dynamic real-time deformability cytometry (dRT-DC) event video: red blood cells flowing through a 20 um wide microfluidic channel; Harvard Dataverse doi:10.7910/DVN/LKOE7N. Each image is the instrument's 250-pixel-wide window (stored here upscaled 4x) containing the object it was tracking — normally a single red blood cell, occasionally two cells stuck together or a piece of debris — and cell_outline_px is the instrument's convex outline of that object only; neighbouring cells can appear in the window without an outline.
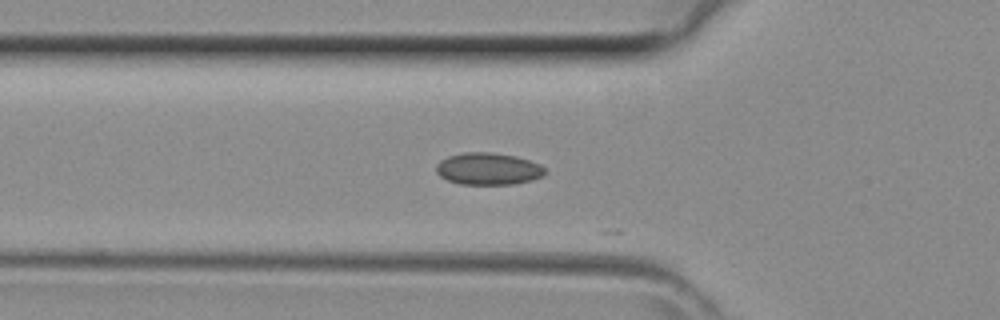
{"species": "common noctule bat (a hibernating species)", "species_latin": "Nyctalus noctula", "temperature_condition": "room temperature", "stored_images_in_passage": 5, "camera_frame_rate_fps": 3000, "um_per_image_px": 0.085, "animal": {"sex": "female", "body_mass_g": 29.2, "forearm_length_mm": 56.3}, "frame": {"image": 1, "passage_image": 3, "time_ms": 0.667, "image_size_px": [1000, 320], "cell_outline_px": [[548, 172], [544, 176], [532, 180], [516, 184], [460, 184], [448, 180], [440, 176], [436, 172], [436, 164], [440, 160], [448, 156], [464, 152], [492, 152], [516, 156], [540, 164]], "centroid_in_image_um": [41.51, 14.35], "position_along_channel_um": 84.3, "area_um2": 20.52}}